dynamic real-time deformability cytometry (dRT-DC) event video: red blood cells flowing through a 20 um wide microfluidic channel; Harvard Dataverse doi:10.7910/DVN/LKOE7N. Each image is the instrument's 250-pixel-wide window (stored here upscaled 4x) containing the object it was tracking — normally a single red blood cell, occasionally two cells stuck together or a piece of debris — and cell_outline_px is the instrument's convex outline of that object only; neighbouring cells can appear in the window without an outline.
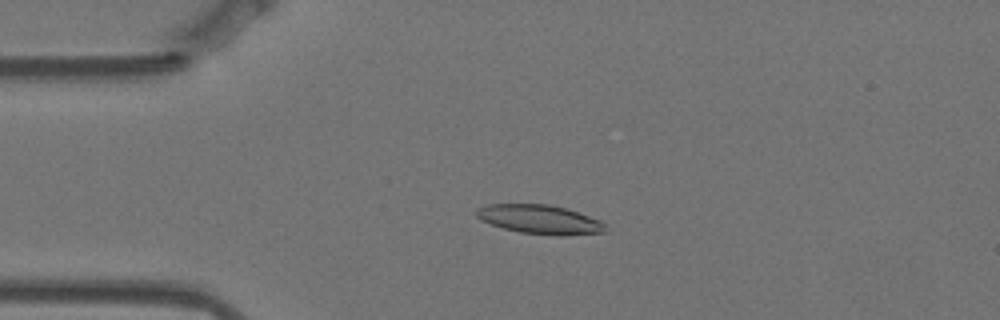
{"species": "Egyptian fruit bat (a non-hibernating species)", "species_latin": "Rousettus aegyptiacus", "temperature_condition": "warm", "stored_images_in_passage": 57, "camera_frame_rate_fps": 3000, "um_per_image_px": 0.085, "animal": {"sex": "female"}, "frame": {"image": 1, "passage_image": 13, "time_ms": 4.0, "image_size_px": [1000, 320], "cell_outline_px": [[604, 232], [568, 236], [560, 236], [520, 232], [504, 228], [480, 220], [472, 212], [488, 204], [548, 204], [564, 208], [600, 220], [604, 224]], "centroid_in_image_um": [45.85, 18.65], "position_along_channel_um": 39.2, "area_um2": 21.68}}
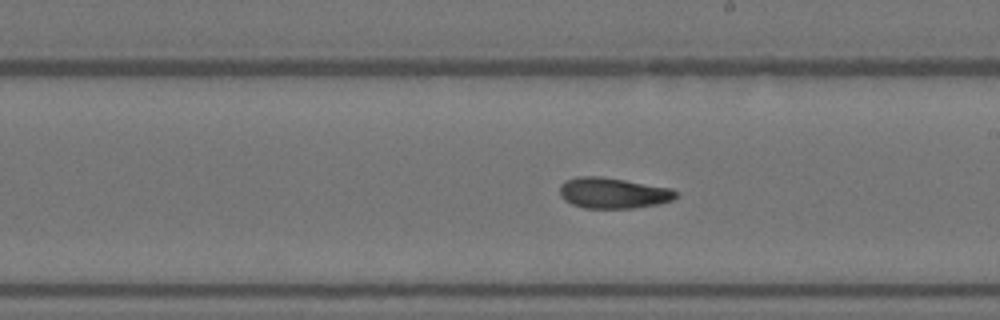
{"frame": {"image": 2, "passage_image": 32, "time_ms": 10.333, "image_size_px": [1000, 320], "cell_outline_px": [[680, 192], [672, 200], [660, 204], [636, 208], [584, 208], [572, 204], [564, 200], [560, 196], [560, 184], [564, 180], [576, 176], [600, 176], [672, 188]], "centroid_in_image_um": [52.11, 16.4], "position_along_channel_um": 236.9, "area_um2": 21.1}}
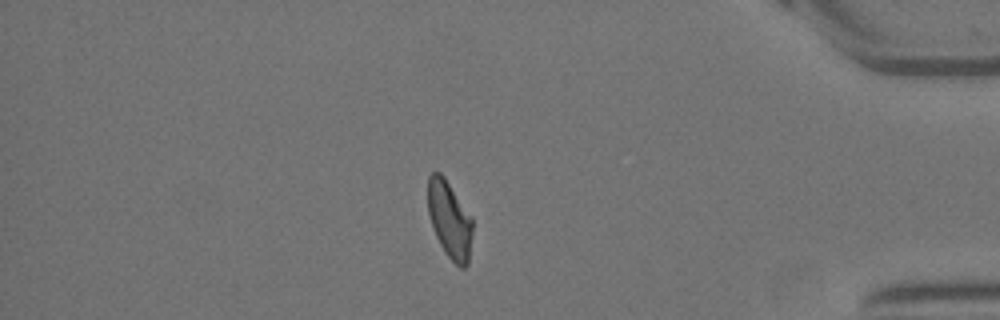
{"frame": {"image": 3, "passage_image": 49, "time_ms": 16.0, "image_size_px": [1000, 320], "cell_outline_px": [[472, 236], [468, 264], [464, 268], [460, 268], [444, 252], [432, 228], [428, 216], [428, 176], [432, 172], [440, 172], [444, 176], [472, 216]], "centroid_in_image_um": [38.21, 18.67], "position_along_channel_um": 397.0, "area_um2": 20.29}, "authors_computed_cell_mechanics": {"area_um2": 21.0392, "velocity_mm_per_s": 3.499, "shape_relaxation_time_tau1_ms": null, "shape_relaxation_time_tau2_ms": 3.7883, "deformation_change_tau1": null, "deformation_change_tau2": 0.1029}}